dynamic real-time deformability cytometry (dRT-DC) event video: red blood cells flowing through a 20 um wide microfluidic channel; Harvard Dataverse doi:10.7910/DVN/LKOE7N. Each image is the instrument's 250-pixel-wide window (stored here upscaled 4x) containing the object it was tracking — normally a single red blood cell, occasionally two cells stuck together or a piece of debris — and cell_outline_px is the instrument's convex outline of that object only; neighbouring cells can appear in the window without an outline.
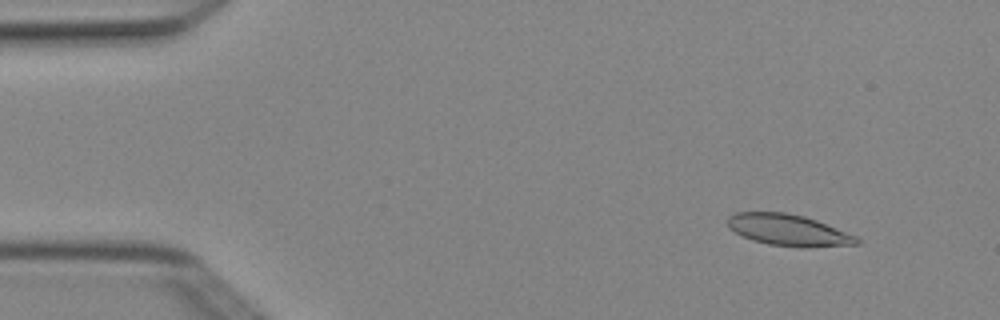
{"species": "Egyptian fruit bat (a non-hibernating species)", "species_latin": "Rousettus aegyptiacus", "temperature_condition": "cold", "stored_images_in_passage": 5, "camera_frame_rate_fps": 3000, "um_per_image_px": 0.085, "animal": {"sex": "female"}, "frame": {"image": 1, "passage_image": 1, "time_ms": 0.0, "image_size_px": [1000, 320], "cell_outline_px": [[860, 244], [808, 248], [804, 248], [768, 244], [752, 240], [728, 228], [728, 216], [736, 212], [784, 212], [804, 216], [816, 220], [856, 236], [860, 240]], "centroid_in_image_um": [67.02, 19.57], "position_along_channel_um": 18.0, "area_um2": 23.64}}
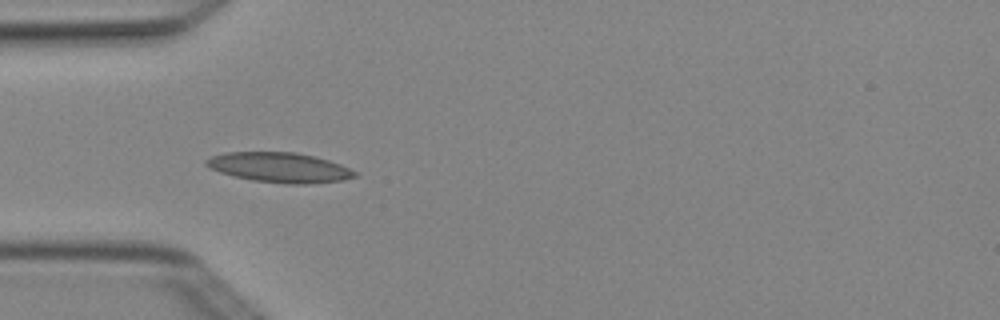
{"frame": {"image": 2, "passage_image": 4, "time_ms": 1.0, "image_size_px": [1000, 320], "cell_outline_px": [[356, 176], [344, 180], [308, 184], [288, 184], [252, 180], [232, 176], [208, 168], [204, 164], [204, 160], [212, 156], [224, 152], [296, 152], [328, 160], [340, 164], [356, 172]], "centroid_in_image_um": [23.71, 14.23], "position_along_channel_um": 61.3, "area_um2": 25.95}}
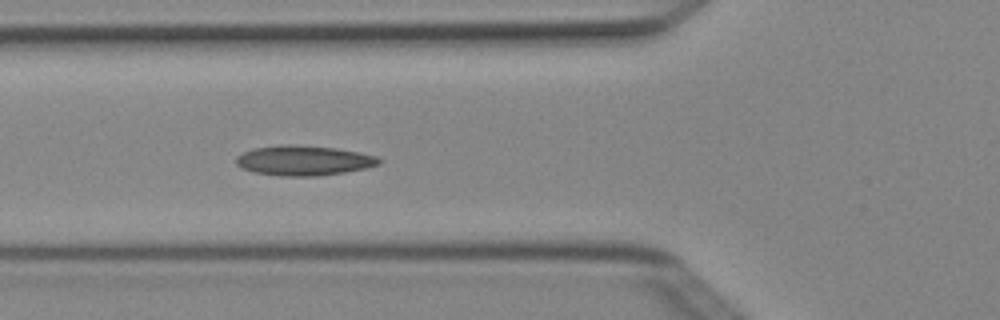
{"frame": {"image": 3, "passage_image": 5, "time_ms": 1.333, "image_size_px": [1000, 320], "cell_outline_px": [[380, 164], [368, 168], [320, 176], [280, 176], [252, 172], [236, 164], [236, 156], [252, 148], [280, 144], [288, 144], [336, 148], [360, 152], [376, 156], [380, 160]], "centroid_in_image_um": [25.81, 13.64], "position_along_channel_um": 100.0, "area_um2": 25.09}}